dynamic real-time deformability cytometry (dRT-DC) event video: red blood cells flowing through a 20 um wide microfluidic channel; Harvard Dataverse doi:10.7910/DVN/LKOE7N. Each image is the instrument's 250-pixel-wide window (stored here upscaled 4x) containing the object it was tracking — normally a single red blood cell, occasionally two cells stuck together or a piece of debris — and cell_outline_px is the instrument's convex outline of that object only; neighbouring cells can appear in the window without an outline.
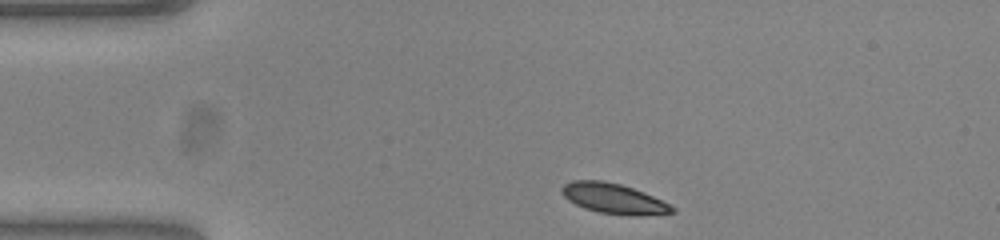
{"species": "common noctule bat (a hibernating species)", "species_latin": "Nyctalus noctula", "temperature_condition": "warm", "stored_images_in_passage": 36, "camera_frame_rate_fps": 3000, "um_per_image_px": 0.085, "animal": {"sex": "female", "body_mass_g": 23.0, "forearm_length_mm": 53.4}, "frame": {"image": 1, "passage_image": 1, "time_ms": 0.0, "image_size_px": [1000, 240], "cell_outline_px": [[676, 212], [640, 216], [632, 216], [596, 212], [584, 208], [568, 200], [560, 192], [560, 188], [564, 184], [572, 180], [604, 180], [620, 184], [644, 192], [676, 208]], "centroid_in_image_um": [52.13, 16.88], "position_along_channel_um": 32.9, "area_um2": 19.54}}
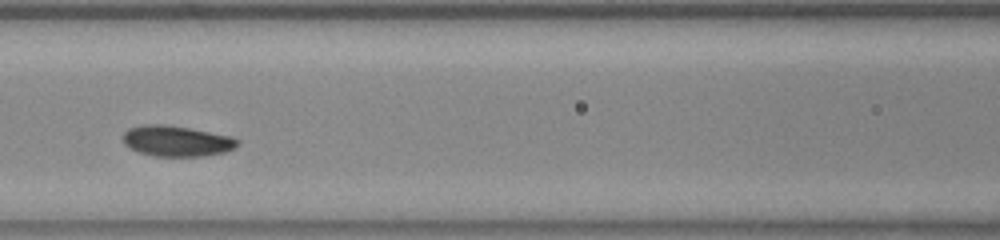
{"frame": {"image": 2, "passage_image": 14, "time_ms": 4.333, "image_size_px": [1000, 240], "cell_outline_px": [[240, 144], [224, 152], [200, 156], [156, 156], [140, 152], [128, 148], [124, 144], [124, 132], [128, 128], [144, 124], [164, 124], [188, 128], [232, 136], [240, 140]], "centroid_in_image_um": [15.0, 11.98], "position_along_channel_um": 151.6, "area_um2": 20.4}}
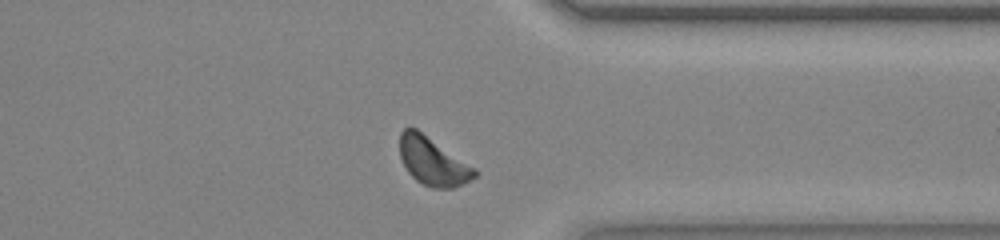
{"frame": {"image": 3, "passage_image": 32, "time_ms": 10.333, "image_size_px": [1000, 240], "cell_outline_px": [[476, 176], [464, 184], [452, 188], [432, 188], [416, 180], [408, 172], [400, 156], [400, 132], [404, 128], [416, 128], [476, 168]], "centroid_in_image_um": [36.79, 13.72], "position_along_channel_um": 374.6, "area_um2": 20.81}, "authors_computed_cell_mechanics": {"area_um2": 20.0566, "velocity_mm_per_s": 3.8078, "shape_relaxation_time_tau1_ms": 1.6395, "shape_relaxation_time_tau2_ms": 5.0457, "deformation_change_tau1": 0.1042, "deformation_change_tau2": 0.1006}}